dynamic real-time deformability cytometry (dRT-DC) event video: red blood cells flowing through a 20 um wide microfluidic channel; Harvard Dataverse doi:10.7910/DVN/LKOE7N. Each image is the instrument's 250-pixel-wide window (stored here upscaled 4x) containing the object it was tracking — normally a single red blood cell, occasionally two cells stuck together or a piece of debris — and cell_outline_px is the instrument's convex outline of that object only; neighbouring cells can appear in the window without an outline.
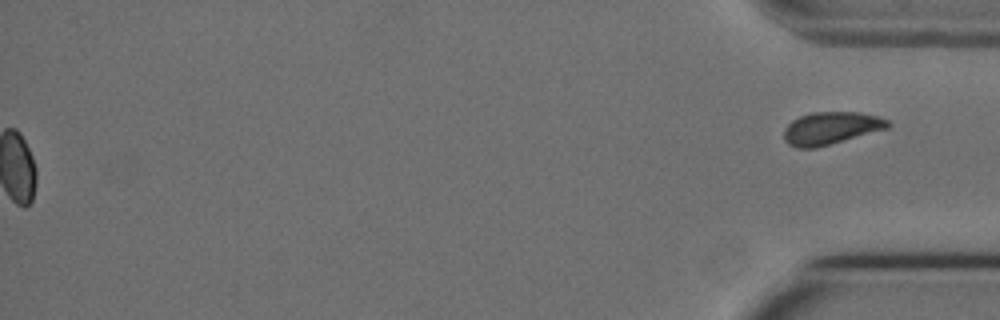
{"species": "Egyptian fruit bat (a non-hibernating species)", "species_latin": "Rousettus aegyptiacus", "temperature_condition": "cold", "stored_images_in_passage": 43, "segment_of_instrument_passage": [2, 2], "camera_frame_rate_fps": 3000, "um_per_image_px": 0.085, "animal": {"sex": "female"}, "frame": {"image": 1, "passage_image": 43, "time_ms": 14.0, "image_size_px": [1000, 320], "cell_outline_px": [[892, 124], [888, 128], [816, 148], [796, 148], [788, 144], [784, 140], [784, 128], [792, 120], [800, 116], [812, 112], [860, 112], [876, 116], [888, 120]], "centroid_in_image_um": [70.61, 10.89], "position_along_channel_um": 364.6, "area_um2": 19.71}}